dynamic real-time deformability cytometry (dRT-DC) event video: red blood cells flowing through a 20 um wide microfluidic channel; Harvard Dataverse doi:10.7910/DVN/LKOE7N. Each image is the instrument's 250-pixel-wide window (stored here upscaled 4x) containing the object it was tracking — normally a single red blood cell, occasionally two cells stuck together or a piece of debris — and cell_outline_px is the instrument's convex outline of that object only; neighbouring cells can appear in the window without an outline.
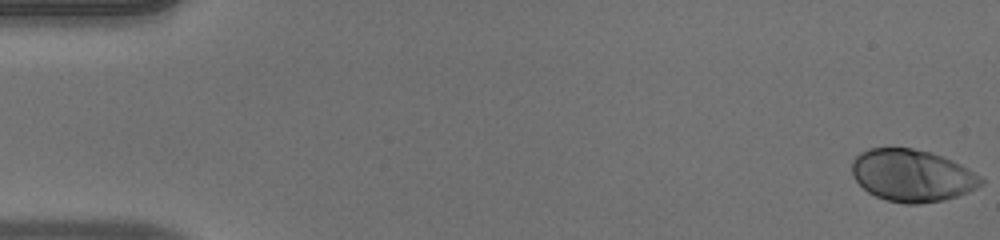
{"species": "human", "species_latin": "Homo sapiens", "temperature_condition": "warm", "stored_images_in_passage": 53, "camera_frame_rate_fps": 3000, "um_per_image_px": 0.085, "donor": {"sex": "male"}, "frame": {"image": 1, "passage_image": 1, "time_ms": 0.0, "image_size_px": [1000, 240], "cell_outline_px": [[984, 184], [968, 192], [944, 200], [920, 204], [904, 204], [888, 200], [876, 196], [868, 192], [852, 176], [852, 160], [860, 152], [868, 148], [912, 148], [928, 152], [952, 160], [968, 168], [980, 176], [984, 180]], "centroid_in_image_um": [77.53, 14.92], "position_along_channel_um": 7.5, "area_um2": 39.19}}
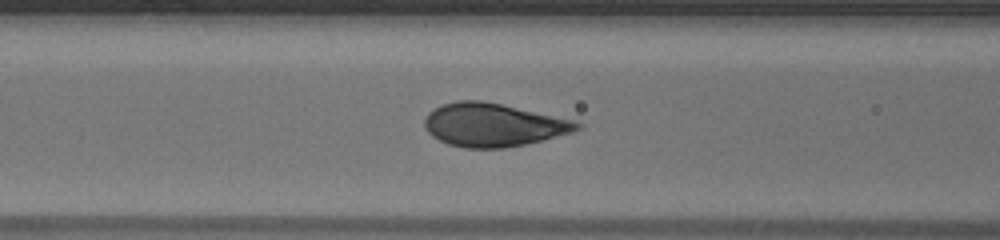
{"frame": {"image": 2, "passage_image": 22, "time_ms": 7.0, "image_size_px": [1000, 240], "cell_outline_px": [[584, 124], [580, 128], [572, 132], [524, 144], [504, 148], [464, 148], [448, 144], [432, 136], [424, 128], [424, 120], [428, 112], [440, 104], [456, 100], [480, 100], [500, 104], [576, 120]], "centroid_in_image_um": [41.89, 10.61], "position_along_channel_um": 124.7, "area_um2": 38.44}}
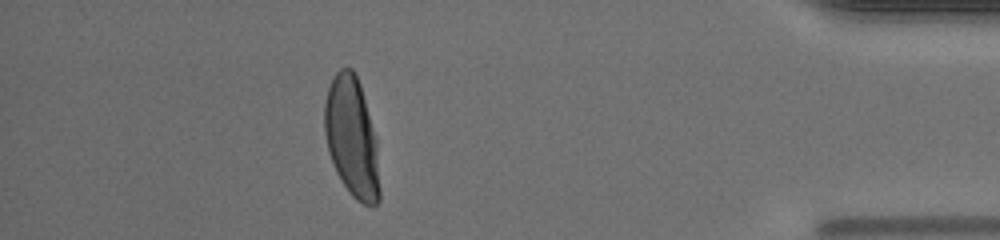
{"frame": {"image": 3, "passage_image": 47, "time_ms": 15.333, "image_size_px": [1000, 240], "cell_outline_px": [[380, 200], [372, 208], [356, 200], [352, 196], [336, 172], [328, 152], [324, 132], [324, 104], [328, 88], [336, 72], [340, 68], [352, 68], [360, 84], [376, 136], [380, 188]], "centroid_in_image_um": [29.91, 11.71], "position_along_channel_um": 405.3, "area_um2": 38.73}, "authors_computed_cell_mechanics": {"area_um2": 38.4948, "velocity_mm_per_s": 3.919, "shape_relaxation_time_tau1_ms": 3.3895, "shape_relaxation_time_tau2_ms": null, "deformation_change_tau1": 0.1793, "deformation_change_tau2": null}}